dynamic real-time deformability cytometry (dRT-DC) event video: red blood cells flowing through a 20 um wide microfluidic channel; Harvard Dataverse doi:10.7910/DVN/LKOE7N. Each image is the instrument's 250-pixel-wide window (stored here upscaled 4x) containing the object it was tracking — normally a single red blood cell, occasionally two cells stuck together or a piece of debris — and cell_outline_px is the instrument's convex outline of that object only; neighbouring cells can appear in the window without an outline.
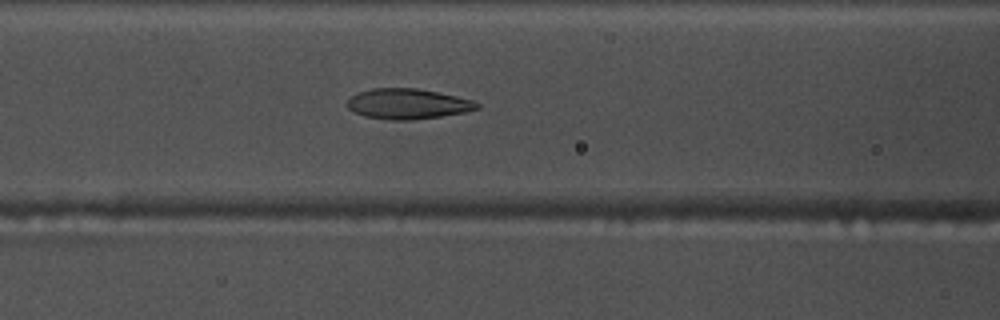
{"species": "common noctule bat (a hibernating species)", "species_latin": "Nyctalus noctula", "temperature_condition": "warm", "stored_images_in_passage": 53, "camera_frame_rate_fps": 3000, "um_per_image_px": 0.085, "animal": {"sex": "male", "body_mass_g": 17.5, "forearm_length_mm": 52.3}, "frame": {"image": 1, "passage_image": 21, "time_ms": 6.667, "image_size_px": [1000, 320], "cell_outline_px": [[480, 108], [464, 112], [440, 116], [412, 120], [388, 120], [364, 116], [348, 108], [348, 100], [352, 96], [360, 92], [372, 88], [416, 88], [456, 96], [472, 100], [480, 104]], "centroid_in_image_um": [34.67, 8.83], "position_along_channel_um": 131.9, "area_um2": 22.72}}
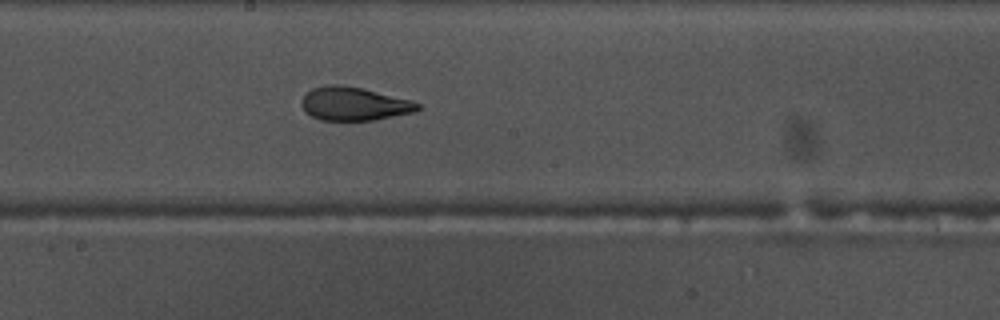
{"frame": {"image": 2, "passage_image": 28, "time_ms": 9.0, "image_size_px": [1000, 320], "cell_outline_px": [[420, 108], [416, 112], [376, 120], [320, 120], [304, 112], [300, 104], [300, 100], [312, 88], [328, 84], [340, 84], [360, 88], [412, 100], [420, 104]], "centroid_in_image_um": [30.08, 8.83], "position_along_channel_um": 218.1, "area_um2": 22.77}}
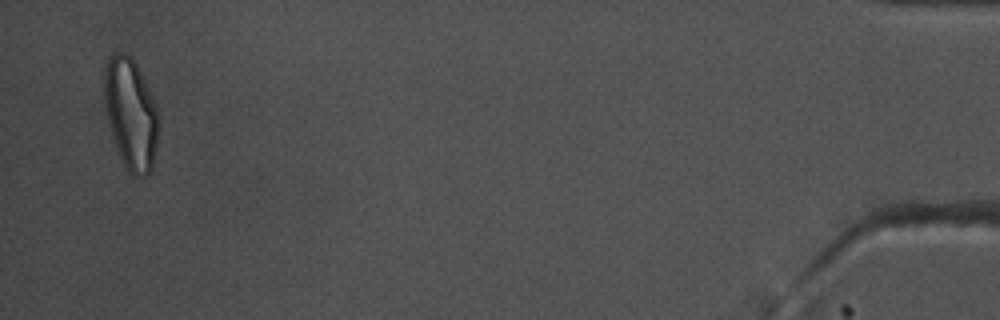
{"frame": {"image": 3, "passage_image": 52, "time_ms": 17.0, "image_size_px": [1000, 320], "cell_outline_px": [[160, 124], [152, 172], [144, 176], [136, 176], [128, 172], [120, 156], [112, 136], [104, 104], [104, 64], [108, 56], [116, 52], [120, 52], [132, 56], [156, 104], [160, 116]], "centroid_in_image_um": [11.13, 9.67], "position_along_channel_um": 424.1, "area_um2": 35.6}, "authors_computed_cell_mechanics": {"area_um2": 24.4494, "velocity_mm_per_s": 3.7106, "shape_relaxation_time_tau1_ms": null, "shape_relaxation_time_tau2_ms": 1.4487, "deformation_change_tau1": null, "deformation_change_tau2": 0.0899}}